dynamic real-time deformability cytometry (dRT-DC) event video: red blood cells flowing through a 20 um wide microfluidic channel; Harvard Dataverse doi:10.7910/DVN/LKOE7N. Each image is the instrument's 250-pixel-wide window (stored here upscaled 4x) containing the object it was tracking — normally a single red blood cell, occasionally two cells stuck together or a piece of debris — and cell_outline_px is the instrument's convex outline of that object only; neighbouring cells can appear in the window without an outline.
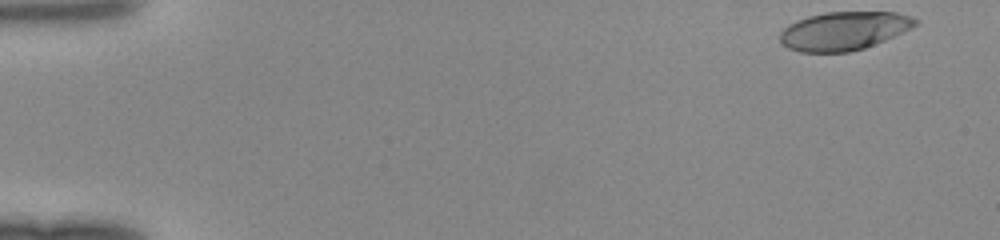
{"species": "human", "species_latin": "Homo sapiens", "temperature_condition": "room temperature", "stored_images_in_passage": 46, "camera_frame_rate_fps": 3000, "um_per_image_px": 0.085, "donor": {"sex": "female"}, "frame": {"image": 1, "passage_image": 1, "time_ms": 0.0, "image_size_px": [1000, 240], "cell_outline_px": [[920, 20], [912, 28], [884, 40], [864, 48], [848, 52], [800, 52], [788, 48], [780, 44], [780, 32], [788, 24], [796, 20], [808, 16], [824, 12], [896, 12], [912, 16]], "centroid_in_image_um": [71.71, 2.62], "position_along_channel_um": 13.3, "area_um2": 30.46}}
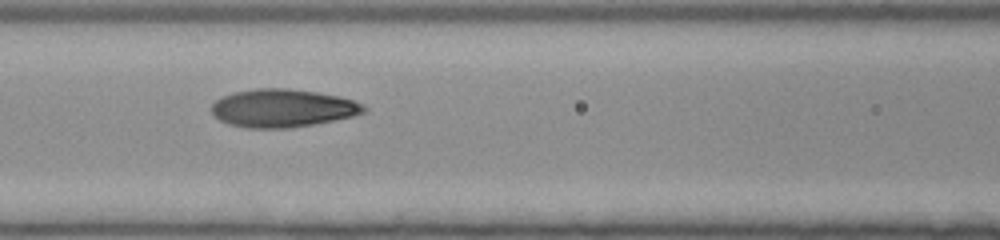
{"frame": {"image": 2, "passage_image": 20, "time_ms": 6.333, "image_size_px": [1000, 240], "cell_outline_px": [[368, 108], [364, 112], [352, 116], [292, 128], [244, 128], [228, 124], [212, 116], [212, 104], [216, 100], [232, 92], [256, 88], [288, 88], [316, 92], [340, 96], [364, 104]], "centroid_in_image_um": [23.99, 9.19], "position_along_channel_um": 142.6, "area_um2": 33.87}}
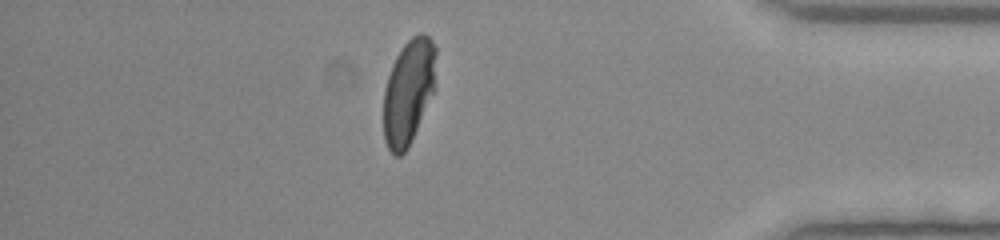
{"frame": {"image": 3, "passage_image": 40, "time_ms": 13.0, "image_size_px": [1000, 240], "cell_outline_px": [[436, 88], [408, 148], [400, 156], [396, 156], [388, 148], [384, 140], [384, 88], [392, 64], [396, 56], [404, 44], [412, 36], [420, 32], [424, 32], [432, 40], [436, 48]], "centroid_in_image_um": [34.75, 7.76], "position_along_channel_um": 400.4, "area_um2": 32.54}}